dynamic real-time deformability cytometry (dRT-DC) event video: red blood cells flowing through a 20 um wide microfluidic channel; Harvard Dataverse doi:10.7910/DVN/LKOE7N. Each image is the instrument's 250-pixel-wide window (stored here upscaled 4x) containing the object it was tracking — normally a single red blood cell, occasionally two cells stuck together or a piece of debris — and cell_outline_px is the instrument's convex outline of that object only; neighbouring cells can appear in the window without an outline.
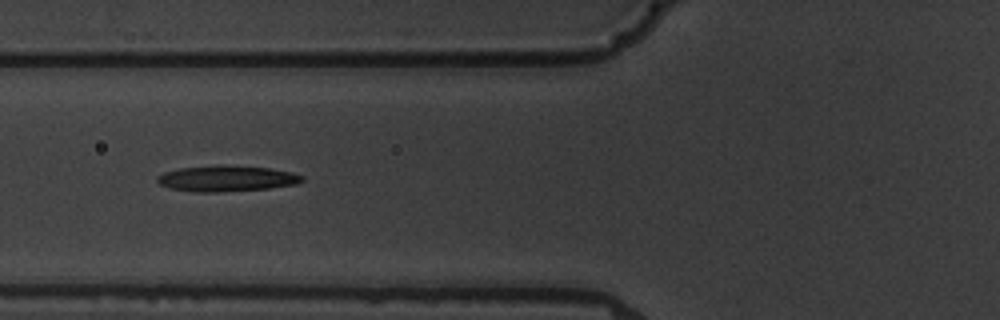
{"species": "common noctule bat (a hibernating species)", "species_latin": "Nyctalus noctula", "temperature_condition": "warm", "stored_images_in_passage": 11, "camera_frame_rate_fps": 3000, "um_per_image_px": 0.085, "animal": {"sex": "male", "body_mass_g": 19.5, "forearm_length_mm": 54.6}, "frame": {"image": 1, "passage_image": 7, "time_ms": 7.667, "image_size_px": [1000, 320], "cell_outline_px": [[304, 180], [296, 184], [268, 188], [216, 192], [200, 192], [172, 188], [160, 184], [156, 180], [156, 176], [164, 172], [180, 168], [216, 164], [224, 164], [272, 168], [292, 172], [304, 176]], "centroid_in_image_um": [19.28, 15.15], "position_along_channel_um": 106.5, "area_um2": 21.96}}
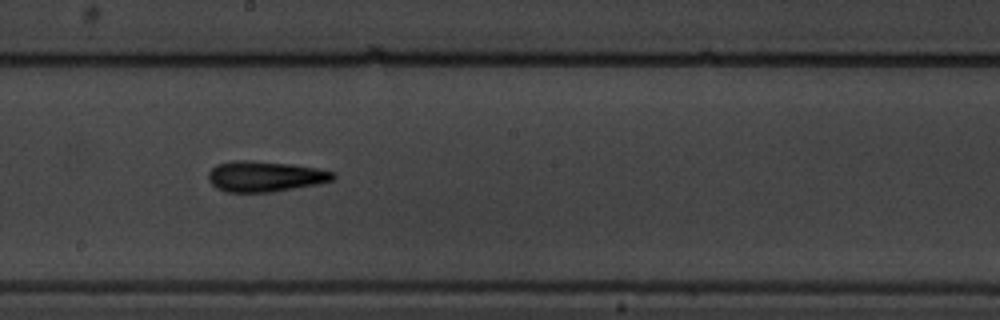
{"frame": {"image": 2, "passage_image": 10, "time_ms": 11.0, "image_size_px": [1000, 320], "cell_outline_px": [[336, 176], [332, 180], [316, 184], [268, 192], [228, 192], [216, 188], [208, 180], [208, 172], [216, 164], [232, 160], [252, 160], [292, 164], [316, 168], [336, 172]], "centroid_in_image_um": [22.49, 14.97], "position_along_channel_um": 225.7, "area_um2": 22.25}}
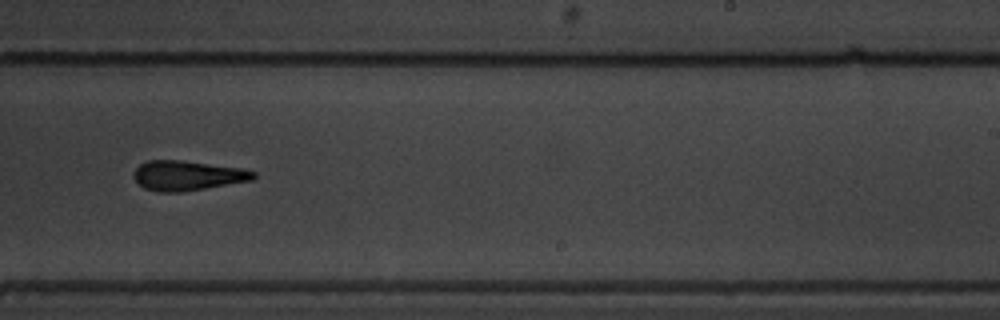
{"frame": {"image": 3, "passage_image": 11, "time_ms": 12.333, "image_size_px": [1000, 320], "cell_outline_px": [[256, 176], [252, 180], [180, 192], [160, 192], [144, 188], [132, 176], [132, 172], [140, 164], [148, 160], [180, 160], [244, 168], [256, 172]], "centroid_in_image_um": [15.92, 14.91], "position_along_channel_um": 273.1, "area_um2": 20.75}}